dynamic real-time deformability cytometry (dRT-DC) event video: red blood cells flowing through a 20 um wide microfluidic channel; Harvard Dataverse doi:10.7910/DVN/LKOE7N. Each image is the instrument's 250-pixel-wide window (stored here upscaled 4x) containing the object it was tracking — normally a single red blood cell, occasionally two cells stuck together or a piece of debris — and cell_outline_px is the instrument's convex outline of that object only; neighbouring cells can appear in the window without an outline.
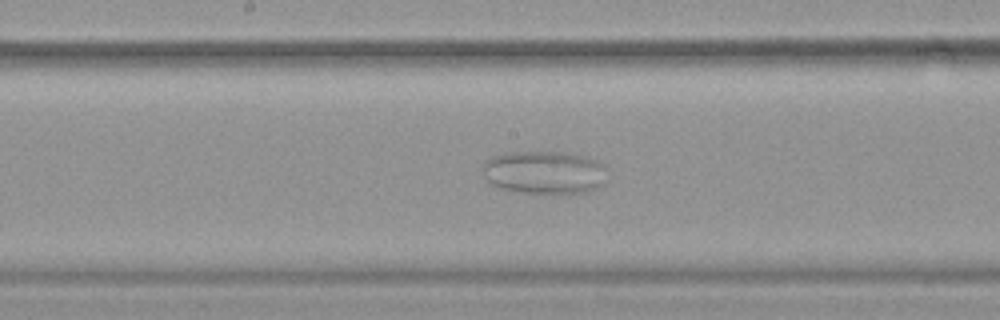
{"species": "common noctule bat (a hibernating species)", "species_latin": "Nyctalus noctula", "temperature_condition": "warm", "stored_images_in_passage": 47, "camera_frame_rate_fps": 3000, "um_per_image_px": 0.085, "animal": {"sex": "female", "body_mass_g": 19.9}, "frame": {"image": 1, "passage_image": 20, "time_ms": 6.333, "image_size_px": [1000, 320], "cell_outline_px": [[608, 180], [604, 184], [596, 188], [584, 192], [520, 192], [500, 188], [488, 184], [484, 176], [484, 160], [492, 156], [512, 152], [564, 152], [584, 156], [596, 160], [604, 164], [608, 168]], "centroid_in_image_um": [46.31, 14.64], "position_along_channel_um": 201.9, "area_um2": 31.44}}
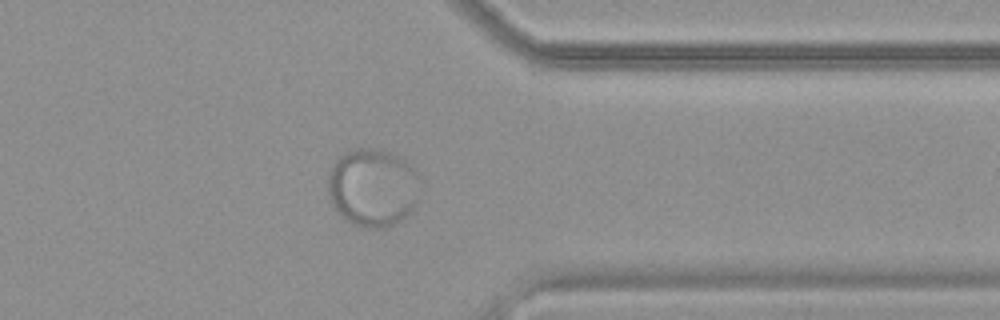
{"frame": {"image": 2, "passage_image": 35, "time_ms": 11.333, "image_size_px": [1000, 320], "cell_outline_px": [[424, 180], [416, 200], [412, 208], [400, 220], [384, 228], [364, 228], [352, 224], [344, 220], [340, 216], [332, 204], [328, 192], [328, 176], [336, 160], [344, 152], [356, 148], [376, 148], [400, 156]], "centroid_in_image_um": [31.69, 15.94], "position_along_channel_um": 379.7, "area_um2": 42.25}}